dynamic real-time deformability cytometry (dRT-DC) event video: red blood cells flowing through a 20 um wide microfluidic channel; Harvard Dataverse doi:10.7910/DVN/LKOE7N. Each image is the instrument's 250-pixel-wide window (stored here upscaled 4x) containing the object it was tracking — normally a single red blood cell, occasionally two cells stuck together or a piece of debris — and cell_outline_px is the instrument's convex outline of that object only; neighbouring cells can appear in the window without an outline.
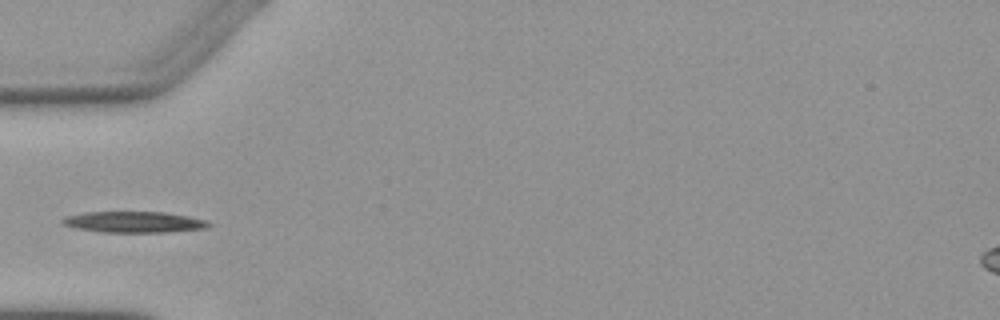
{"species": "Egyptian fruit bat (a non-hibernating species)", "species_latin": "Rousettus aegyptiacus", "temperature_condition": "warm", "stored_images_in_passage": 4, "segment_of_instrument_passage": [2, 2], "camera_frame_rate_fps": 3000, "um_per_image_px": 0.085, "animal": {"sex": "female"}, "frame": {"image": 1, "passage_image": 4, "time_ms": 3.667, "image_size_px": [1000, 320], "cell_outline_px": [[212, 224], [208, 228], [168, 232], [104, 232], [76, 228], [64, 224], [60, 220], [64, 216], [84, 212], [164, 212], [188, 216], [208, 220]], "centroid_in_image_um": [11.42, 18.87], "position_along_channel_um": 73.6, "area_um2": 18.03}}